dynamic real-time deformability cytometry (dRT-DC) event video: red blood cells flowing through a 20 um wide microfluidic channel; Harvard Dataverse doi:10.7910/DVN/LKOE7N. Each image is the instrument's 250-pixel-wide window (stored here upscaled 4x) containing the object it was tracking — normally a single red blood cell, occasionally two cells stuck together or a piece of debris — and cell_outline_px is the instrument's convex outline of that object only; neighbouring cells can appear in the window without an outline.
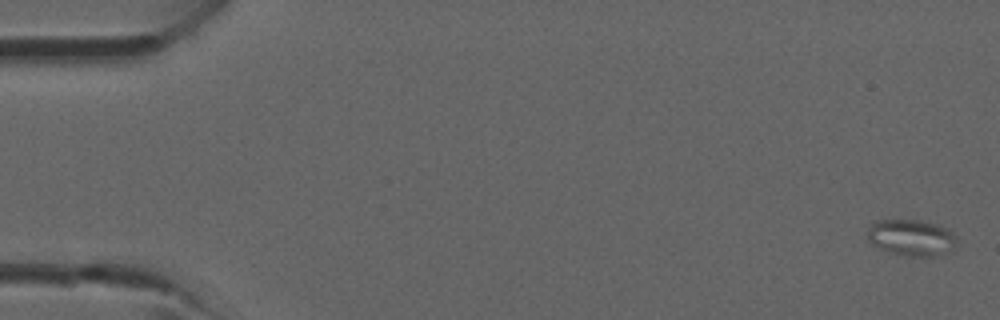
{"species": "common noctule bat (a hibernating species)", "species_latin": "Nyctalus noctula", "temperature_condition": "room temperature", "stored_images_in_passage": 42, "camera_frame_rate_fps": 3000, "um_per_image_px": 0.085, "animal": {"sex": "male", "forearm_length_mm": 52.5}, "frame": {"image": 1, "passage_image": 1, "time_ms": 0.0, "image_size_px": [1000, 320], "cell_outline_px": [[956, 244], [952, 252], [936, 256], [908, 256], [892, 252], [880, 248], [872, 244], [868, 240], [868, 228], [876, 220], [920, 220], [936, 224], [948, 228], [956, 236]], "centroid_in_image_um": [77.51, 20.2], "position_along_channel_um": 7.5, "area_um2": 19.02}}
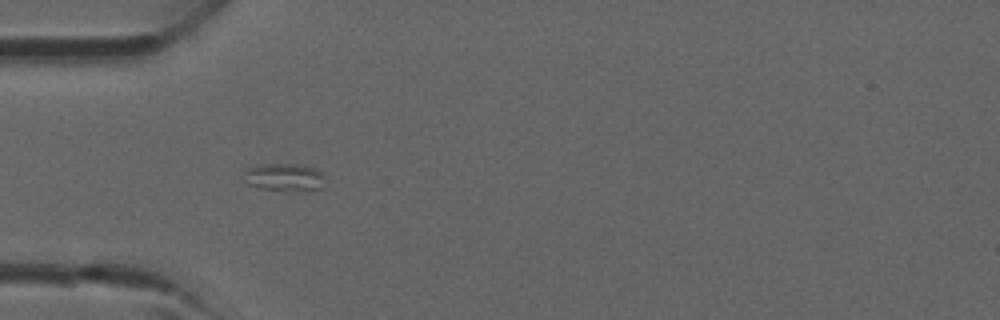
{"frame": {"image": 2, "passage_image": 13, "time_ms": 4.0, "image_size_px": [1000, 320], "cell_outline_px": [[324, 176], [320, 188], [304, 192], [284, 192], [260, 188], [248, 184], [244, 172], [248, 168], [260, 164], [300, 164], [316, 168], [324, 172]], "centroid_in_image_um": [24.22, 15.08], "position_along_channel_um": 60.8, "area_um2": 13.47}}